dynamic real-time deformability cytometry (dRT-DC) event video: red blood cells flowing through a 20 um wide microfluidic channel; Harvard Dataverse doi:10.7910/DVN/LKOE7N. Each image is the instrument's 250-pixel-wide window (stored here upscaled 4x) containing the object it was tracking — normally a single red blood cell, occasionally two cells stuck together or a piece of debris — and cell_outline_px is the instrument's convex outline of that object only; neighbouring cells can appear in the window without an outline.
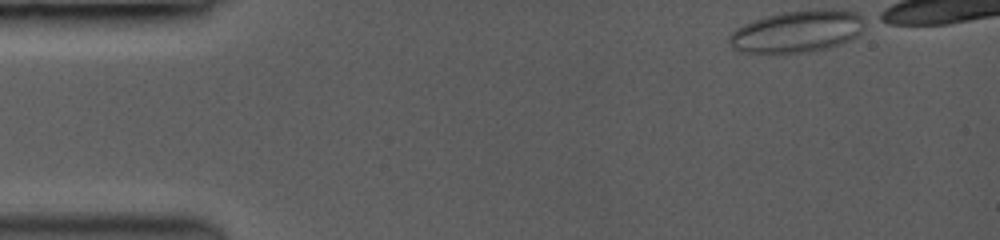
{"species": "common noctule bat (a hibernating species)", "species_latin": "Nyctalus noctula", "temperature_condition": "room temperature", "stored_images_in_passage": 14, "camera_frame_rate_fps": 3500, "um_per_image_px": 0.085, "animal": {"sex": "female", "body_mass_g": 19.0, "forearm_length_mm": 53.3}, "frame": {"image": 1, "passage_image": 1, "time_ms": 0.0, "image_size_px": [1000, 240], "cell_outline_px": [[860, 16], [852, 36], [848, 40], [820, 48], [788, 52], [748, 52], [736, 48], [732, 44], [732, 32], [756, 20], [788, 12], [852, 12]], "centroid_in_image_um": [67.62, 2.7], "position_along_channel_um": 17.4, "area_um2": 29.19}}
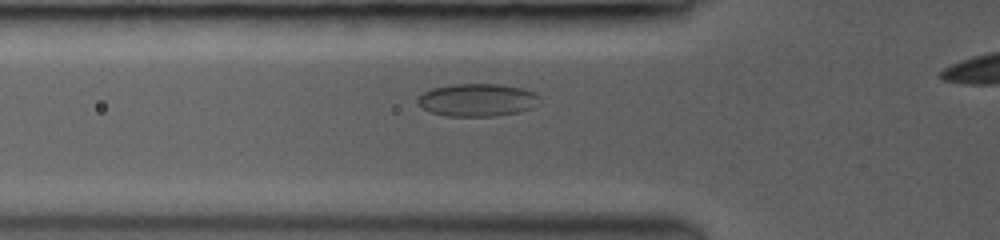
{"frame": {"image": 2, "passage_image": 10, "time_ms": 2.571, "image_size_px": [1000, 240], "cell_outline_px": [[536, 96], [528, 108], [520, 112], [492, 116], [448, 116], [432, 112], [424, 108], [416, 100], [424, 92], [432, 88], [452, 84], [500, 84], [520, 88], [532, 92]], "centroid_in_image_um": [40.46, 8.49], "position_along_channel_um": 85.3, "area_um2": 22.48}}
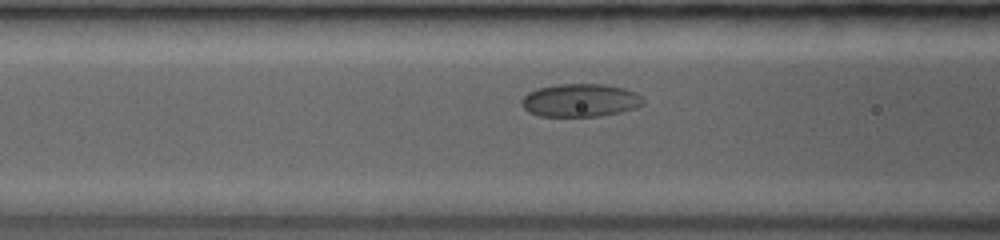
{"frame": {"image": 3, "passage_image": 12, "time_ms": 3.143, "image_size_px": [1000, 240], "cell_outline_px": [[644, 104], [620, 112], [600, 116], [540, 116], [524, 108], [520, 100], [528, 92], [540, 88], [556, 84], [604, 84], [624, 88], [640, 96], [644, 100]], "centroid_in_image_um": [49.31, 8.52], "position_along_channel_um": 117.3, "area_um2": 23.12}}